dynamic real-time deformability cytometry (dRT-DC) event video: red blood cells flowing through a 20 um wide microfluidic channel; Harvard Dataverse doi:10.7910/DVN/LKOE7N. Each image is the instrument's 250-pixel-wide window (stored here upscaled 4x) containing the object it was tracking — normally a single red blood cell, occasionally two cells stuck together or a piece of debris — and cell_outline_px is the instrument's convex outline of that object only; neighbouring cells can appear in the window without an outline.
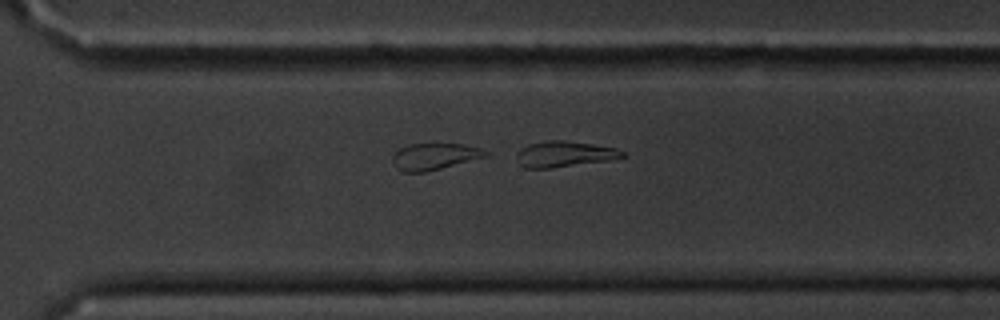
{"species": "common noctule bat (a hibernating species)", "species_latin": "Nyctalus noctula", "temperature_condition": "cold", "stored_images_in_passage": 58, "segment_of_instrument_passage": [2, 2], "camera_frame_rate_fps": 3000, "um_per_image_px": 0.085, "animal": {"sex": "male", "body_mass_g": 20.1, "forearm_length_mm": 53.5}, "frame": {"image": 1, "passage_image": 41, "time_ms": 13.333, "image_size_px": [1000, 320], "cell_outline_px": [[488, 156], [424, 172], [404, 172], [396, 168], [392, 164], [392, 156], [400, 148], [408, 144], [460, 144], [480, 148], [488, 152]], "centroid_in_image_um": [36.89, 13.3], "position_along_channel_um": 333.7, "area_um2": 14.22}}